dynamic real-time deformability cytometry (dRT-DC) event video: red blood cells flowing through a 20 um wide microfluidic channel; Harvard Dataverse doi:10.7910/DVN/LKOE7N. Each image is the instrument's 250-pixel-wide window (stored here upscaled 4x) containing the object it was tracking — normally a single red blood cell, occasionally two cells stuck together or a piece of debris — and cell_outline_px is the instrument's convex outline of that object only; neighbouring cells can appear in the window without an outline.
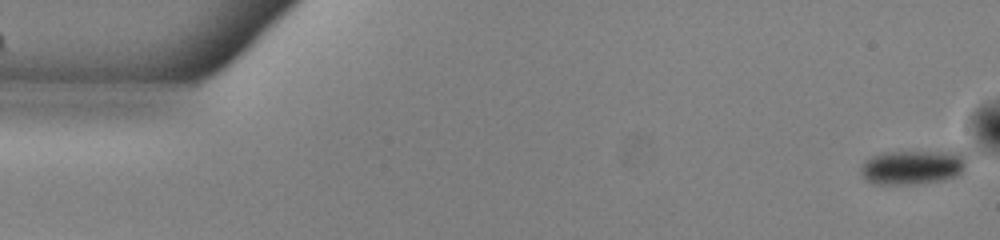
{"species": "common noctule bat (a hibernating species)", "species_latin": "Nyctalus noctula", "temperature_condition": "warm", "stored_images_in_passage": 52, "camera_frame_rate_fps": 3000, "um_per_image_px": 0.085, "animal": {"sex": "male", "body_mass_g": 13.0, "forearm_length_mm": 53.1}, "frame": {"image": 1, "passage_image": 1, "time_ms": 0.0, "image_size_px": [1000, 240], "cell_outline_px": [[964, 168], [956, 176], [940, 180], [916, 184], [872, 184], [864, 180], [860, 172], [860, 168], [864, 160], [872, 156], [884, 152], [964, 152]], "centroid_in_image_um": [77.48, 14.22], "position_along_channel_um": 7.5, "area_um2": 21.1}}
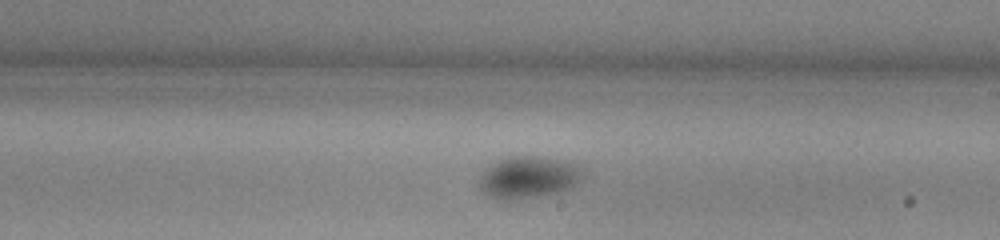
{"frame": {"image": 2, "passage_image": 30, "time_ms": 9.667, "image_size_px": [1000, 240], "cell_outline_px": [[584, 172], [568, 188], [556, 192], [516, 200], [500, 200], [484, 192], [480, 184], [480, 176], [496, 160], [508, 156], [540, 156], [560, 160], [572, 164], [580, 168]], "centroid_in_image_um": [44.85, 15.05], "position_along_channel_um": 244.1, "area_um2": 24.57}}
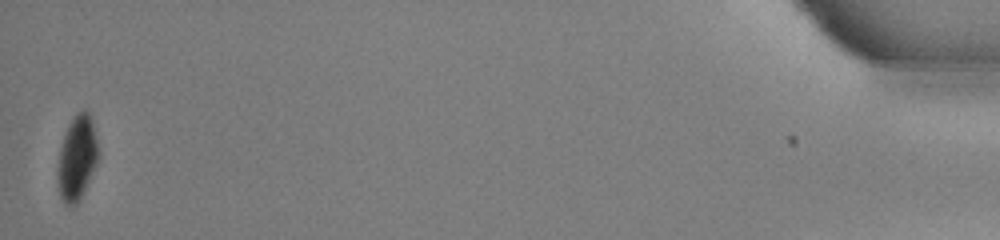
{"frame": {"image": 3, "passage_image": 52, "time_ms": 17.0, "image_size_px": [1000, 240], "cell_outline_px": [[100, 152], [96, 164], [76, 204], [64, 204], [60, 196], [56, 176], [56, 172], [60, 148], [64, 132], [68, 124], [76, 112], [80, 108], [84, 108], [88, 112], [92, 124]], "centroid_in_image_um": [6.51, 13.36], "position_along_channel_um": 428.7, "area_um2": 19.94}, "authors_computed_cell_mechanics": {"area_um2": 23.2934, "velocity_mm_per_s": 3.8851, "shape_relaxation_time_tau1_ms": null, "shape_relaxation_time_tau2_ms": 4.7028, "deformation_change_tau1": null, "deformation_change_tau2": 0.0225}}